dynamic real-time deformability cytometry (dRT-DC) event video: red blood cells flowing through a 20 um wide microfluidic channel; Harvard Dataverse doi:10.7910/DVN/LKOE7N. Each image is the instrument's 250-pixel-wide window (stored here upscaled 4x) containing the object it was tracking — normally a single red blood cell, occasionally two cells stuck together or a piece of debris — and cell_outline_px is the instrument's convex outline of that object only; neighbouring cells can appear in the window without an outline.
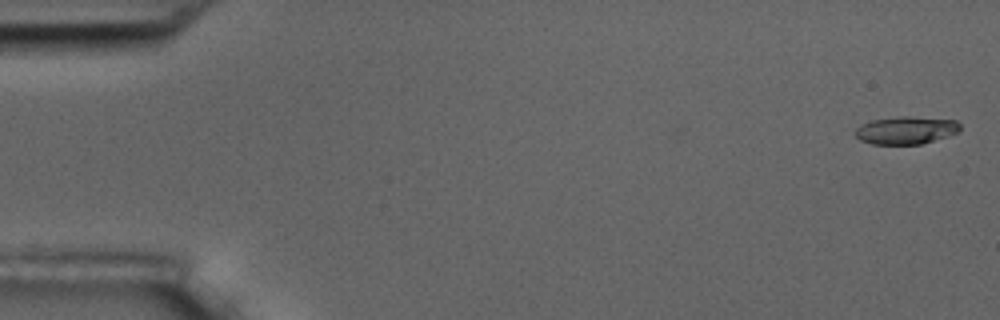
{"species": "common noctule bat (a hibernating species)", "species_latin": "Nyctalus noctula", "temperature_condition": "room temperature", "stored_images_in_passage": 5, "camera_frame_rate_fps": 3000, "um_per_image_px": 0.085, "animal": {"sex": "male", "body_mass_g": 17.5, "forearm_length_mm": 52.3}, "frame": {"image": 1, "passage_image": 1, "time_ms": 0.0, "image_size_px": [1000, 320], "cell_outline_px": [[960, 132], [948, 136], [920, 144], [872, 144], [860, 140], [856, 136], [856, 128], [860, 124], [872, 120], [900, 116], [908, 116], [956, 120], [960, 124]], "centroid_in_image_um": [77.02, 11.07], "position_along_channel_um": 8.0, "area_um2": 16.94}}
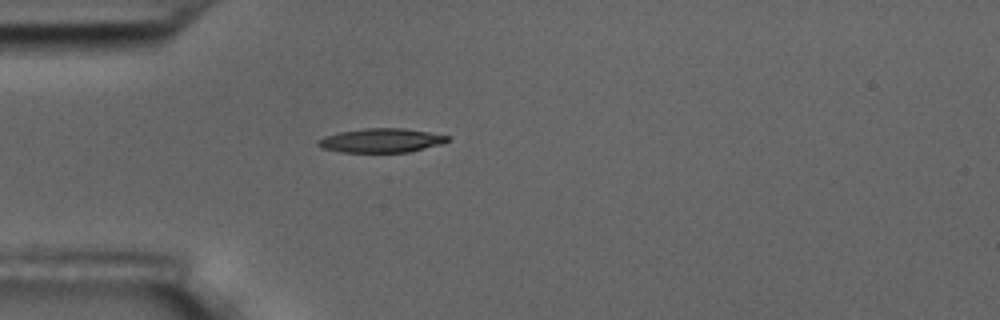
{"frame": {"image": 2, "passage_image": 5, "time_ms": 5.0, "image_size_px": [1000, 320], "cell_outline_px": [[452, 136], [448, 140], [440, 144], [408, 152], [340, 152], [324, 148], [316, 144], [316, 140], [324, 136], [340, 132], [364, 128], [404, 128]], "centroid_in_image_um": [32.38, 11.93], "position_along_channel_um": 52.6, "area_um2": 18.09}}